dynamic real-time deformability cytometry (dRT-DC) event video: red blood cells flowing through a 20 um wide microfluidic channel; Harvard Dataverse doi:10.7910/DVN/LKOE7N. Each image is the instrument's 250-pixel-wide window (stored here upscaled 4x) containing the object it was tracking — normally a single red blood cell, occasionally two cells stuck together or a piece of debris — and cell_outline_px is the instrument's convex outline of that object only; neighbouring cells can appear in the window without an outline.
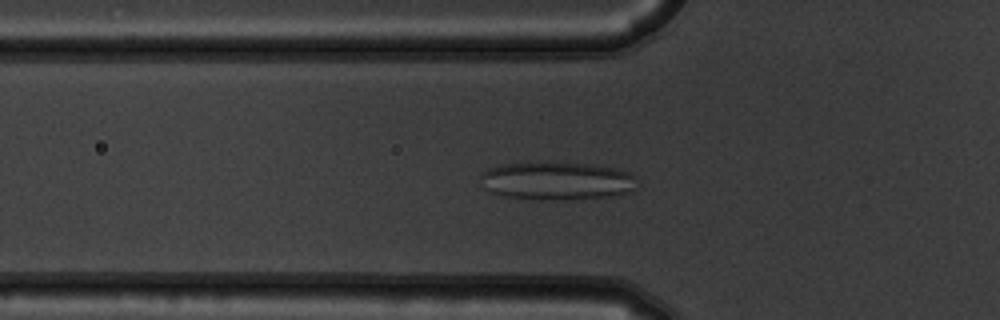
{"species": "common noctule bat (a hibernating species)", "species_latin": "Nyctalus noctula", "temperature_condition": "warm", "stored_images_in_passage": 54, "camera_frame_rate_fps": 3000, "um_per_image_px": 0.085, "animal": {"sex": "male", "body_mass_g": 19.5, "forearm_length_mm": 54.6}, "frame": {"image": 1, "passage_image": 19, "time_ms": 6.0, "image_size_px": [1000, 320], "cell_outline_px": [[636, 188], [632, 192], [612, 196], [552, 200], [540, 200], [504, 196], [492, 192], [484, 188], [480, 176], [480, 172], [488, 168], [500, 164], [592, 164], [620, 168], [636, 176]], "centroid_in_image_um": [47.37, 15.39], "position_along_channel_um": 78.4, "area_um2": 34.56}}
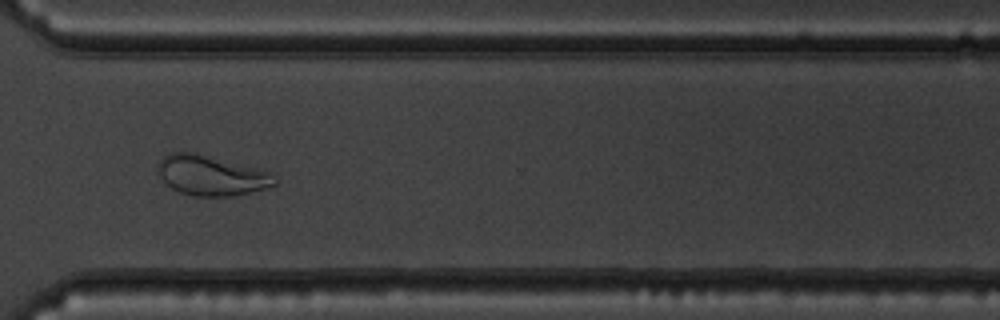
{"frame": {"image": 2, "passage_image": 41, "time_ms": 13.333, "image_size_px": [1000, 320], "cell_outline_px": [[276, 184], [264, 188], [232, 196], [192, 196], [180, 192], [172, 188], [156, 172], [156, 164], [164, 156], [172, 152], [192, 152], [260, 168], [272, 172], [276, 180]], "centroid_in_image_um": [17.94, 14.9], "position_along_channel_um": 352.7, "area_um2": 27.22}}
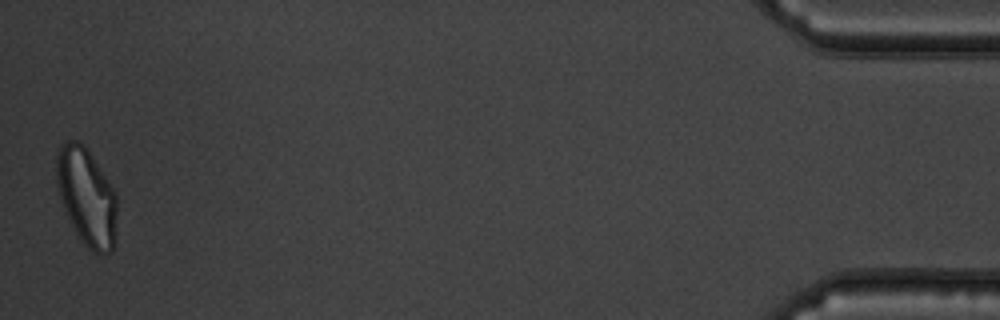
{"frame": {"image": 3, "passage_image": 54, "time_ms": 17.667, "image_size_px": [1000, 320], "cell_outline_px": [[116, 240], [112, 252], [100, 256], [92, 252], [84, 244], [76, 232], [68, 216], [60, 196], [56, 184], [56, 152], [60, 144], [68, 140], [76, 140], [84, 144], [116, 192]], "centroid_in_image_um": [7.38, 16.74], "position_along_channel_um": 427.8, "area_um2": 34.62}}